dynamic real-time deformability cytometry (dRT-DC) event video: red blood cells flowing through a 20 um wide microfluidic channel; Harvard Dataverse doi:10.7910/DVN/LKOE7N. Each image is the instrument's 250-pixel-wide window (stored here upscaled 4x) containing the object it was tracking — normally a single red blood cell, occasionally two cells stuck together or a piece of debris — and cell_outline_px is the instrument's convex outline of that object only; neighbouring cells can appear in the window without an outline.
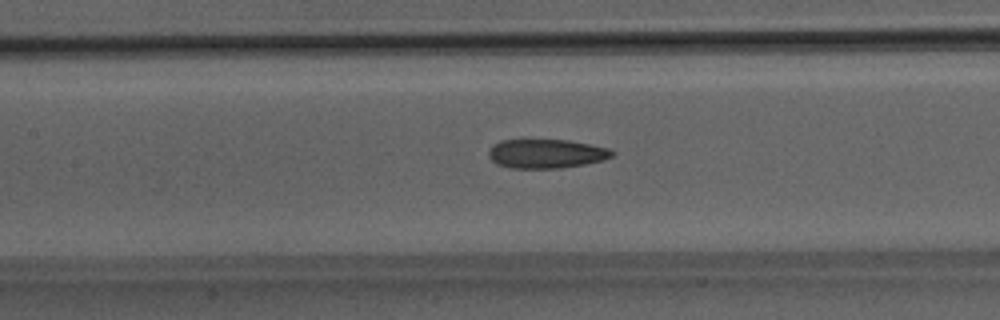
{"species": "Egyptian fruit bat (a non-hibernating species)", "species_latin": "Rousettus aegyptiacus", "temperature_condition": "room temperature", "stored_images_in_passage": 31, "camera_frame_rate_fps": 3000, "um_per_image_px": 0.085, "animal": {"sex": "male"}, "frame": {"image": 1, "passage_image": 10, "time_ms": 3.0, "image_size_px": [1000, 320], "cell_outline_px": [[616, 152], [612, 156], [604, 160], [584, 164], [560, 168], [508, 168], [496, 164], [488, 156], [488, 152], [500, 140], [568, 140], [608, 148]], "centroid_in_image_um": [46.43, 13.07], "position_along_channel_um": 161.0, "area_um2": 20.81}, "authors_computed_cell_mechanics": {"area_um2": 21.386, "velocity_mm_per_s": 4.1422, "shape_relaxation_time_tau1_ms": 11.2547, "shape_relaxation_time_tau2_ms": 2.6614, "deformation_change_tau1": 0.2401, "deformation_change_tau2": 0.1175}}